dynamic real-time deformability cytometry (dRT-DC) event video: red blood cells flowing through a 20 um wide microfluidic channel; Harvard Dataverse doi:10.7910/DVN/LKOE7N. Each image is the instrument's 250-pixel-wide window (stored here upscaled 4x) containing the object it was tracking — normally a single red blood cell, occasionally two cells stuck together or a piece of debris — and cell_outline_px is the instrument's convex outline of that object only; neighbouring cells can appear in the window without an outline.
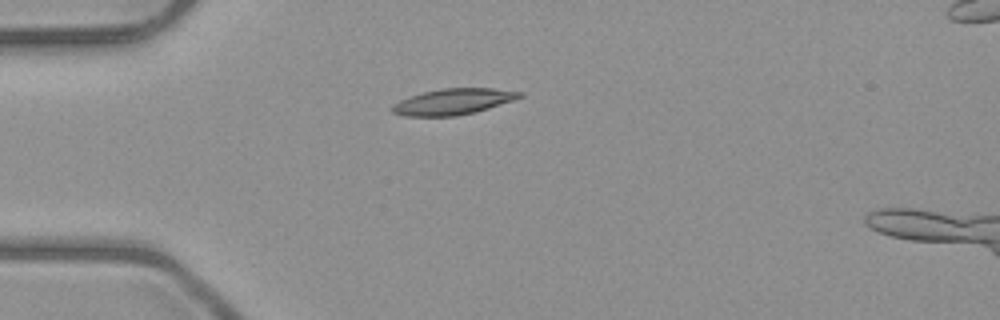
{"species": "common noctule bat (a hibernating species)", "species_latin": "Nyctalus noctula", "temperature_condition": "room temperature", "stored_images_in_passage": 5, "camera_frame_rate_fps": 3000, "um_per_image_px": 0.085, "animal": {"sex": "male", "body_mass_g": 23.1, "forearm_length_mm": 52.7}, "frame": {"image": 1, "passage_image": 4, "time_ms": 4.333, "image_size_px": [1000, 320], "cell_outline_px": [[524, 96], [516, 100], [476, 112], [456, 116], [404, 116], [392, 112], [392, 104], [400, 100], [424, 92], [440, 88], [492, 88], [524, 92]], "centroid_in_image_um": [38.58, 8.64], "position_along_channel_um": 46.4, "area_um2": 19.42}}